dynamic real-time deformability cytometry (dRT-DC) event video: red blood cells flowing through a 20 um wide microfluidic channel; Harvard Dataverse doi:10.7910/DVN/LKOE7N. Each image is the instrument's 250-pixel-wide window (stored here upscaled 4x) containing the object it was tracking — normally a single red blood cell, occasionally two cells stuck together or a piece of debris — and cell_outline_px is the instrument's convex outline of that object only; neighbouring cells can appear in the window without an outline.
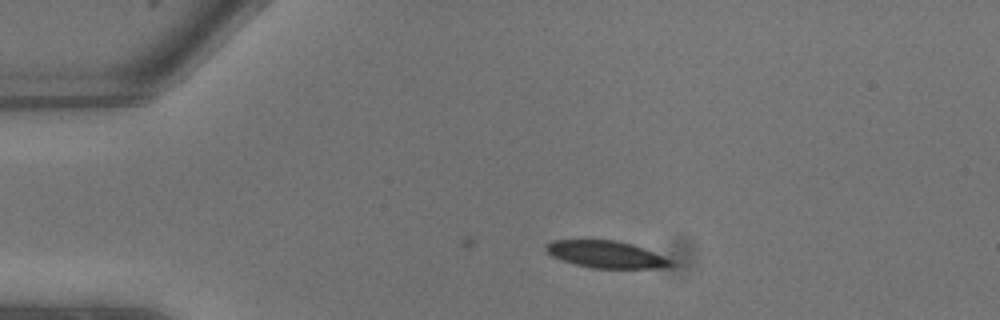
{"species": "common noctule bat (a hibernating species)", "species_latin": "Nyctalus noctula", "temperature_condition": "warm", "stored_images_in_passage": 6, "camera_frame_rate_fps": 3000, "um_per_image_px": 0.085, "animal": {"sex": "male", "body_mass_g": 13.3}, "frame": {"image": 1, "passage_image": 1, "time_ms": 0.0, "image_size_px": [1000, 320], "cell_outline_px": [[672, 264], [660, 268], [592, 268], [560, 260], [544, 252], [544, 244], [552, 240], [616, 240], [632, 244], [644, 248], [668, 260]], "centroid_in_image_um": [51.37, 21.61], "position_along_channel_um": 33.6, "area_um2": 19.48}}
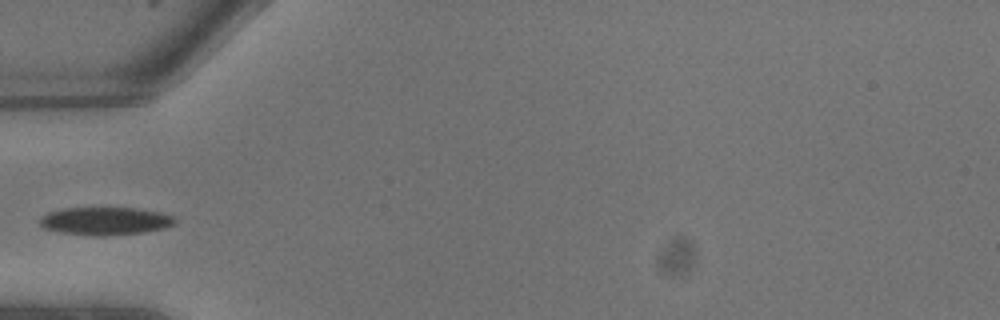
{"frame": {"image": 2, "passage_image": 4, "time_ms": 1.0, "image_size_px": [1000, 320], "cell_outline_px": [[176, 220], [172, 224], [164, 228], [140, 232], [100, 236], [64, 232], [44, 228], [40, 224], [40, 220], [48, 212], [64, 208], [136, 208], [160, 212], [172, 216]], "centroid_in_image_um": [8.95, 18.77], "position_along_channel_um": 76.1, "area_um2": 21.39}}